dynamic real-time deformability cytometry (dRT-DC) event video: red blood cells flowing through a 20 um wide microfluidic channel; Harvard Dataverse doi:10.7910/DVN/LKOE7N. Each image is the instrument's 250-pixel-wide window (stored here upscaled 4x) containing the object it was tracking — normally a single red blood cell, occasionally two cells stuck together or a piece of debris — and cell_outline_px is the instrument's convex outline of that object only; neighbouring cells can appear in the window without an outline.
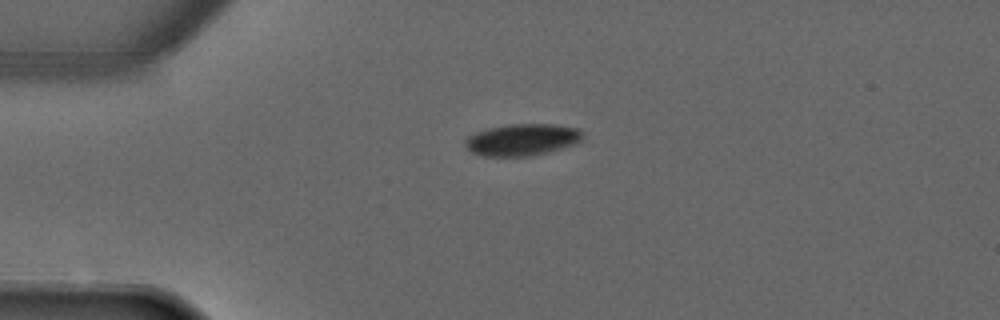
{"species": "common noctule bat (a hibernating species)", "species_latin": "Nyctalus noctula", "temperature_condition": "warm", "stored_images_in_passage": 2, "camera_frame_rate_fps": 3000, "um_per_image_px": 0.085, "animal": {"sex": "male", "forearm_length_mm": 52.5}, "frame": {"image": 1, "passage_image": 1, "time_ms": 0.0, "image_size_px": [1000, 320], "cell_outline_px": [[580, 140], [576, 144], [544, 152], [524, 156], [484, 156], [472, 152], [464, 144], [464, 140], [468, 136], [476, 132], [488, 128], [512, 124], [552, 124], [576, 128], [580, 132]], "centroid_in_image_um": [44.32, 11.87], "position_along_channel_um": 40.7, "area_um2": 21.27}}
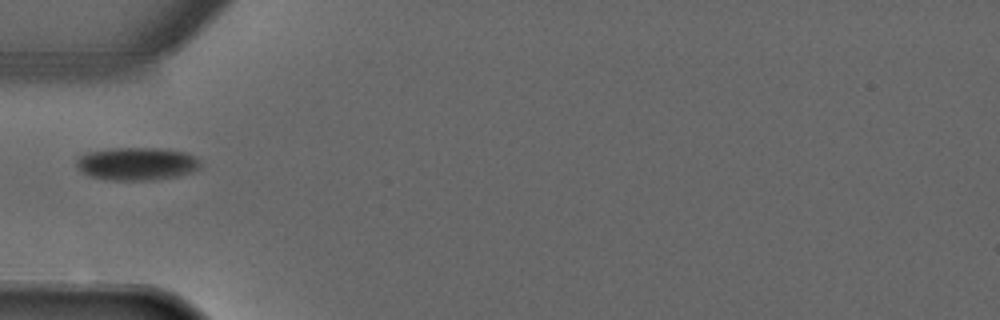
{"frame": {"image": 2, "passage_image": 2, "time_ms": 1.333, "image_size_px": [1000, 320], "cell_outline_px": [[200, 168], [192, 172], [176, 176], [152, 180], [108, 180], [88, 176], [76, 168], [76, 156], [84, 152], [112, 148], [164, 148], [184, 152], [196, 156], [200, 160]], "centroid_in_image_um": [11.58, 13.91], "position_along_channel_um": 73.4, "area_um2": 24.22}}